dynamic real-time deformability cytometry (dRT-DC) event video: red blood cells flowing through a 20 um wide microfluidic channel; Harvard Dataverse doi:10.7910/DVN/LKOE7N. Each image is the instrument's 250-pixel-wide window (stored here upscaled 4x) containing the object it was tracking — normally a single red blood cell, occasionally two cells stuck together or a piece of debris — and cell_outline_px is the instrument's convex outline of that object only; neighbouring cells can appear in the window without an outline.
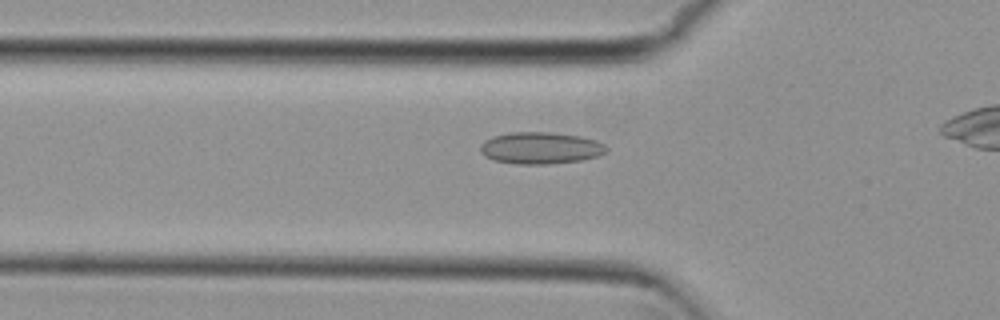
{"species": "common noctule bat (a hibernating species)", "species_latin": "Nyctalus noctula", "temperature_condition": "cold", "stored_images_in_passage": 40, "camera_frame_rate_fps": 3000, "um_per_image_px": 0.085, "animal": {"sex": "female", "body_mass_g": 29.2, "forearm_length_mm": 56.3}, "frame": {"image": 1, "passage_image": 6, "time_ms": 1.667, "image_size_px": [1000, 320], "cell_outline_px": [[608, 148], [600, 156], [580, 160], [548, 164], [516, 164], [492, 160], [484, 156], [480, 152], [480, 144], [484, 140], [492, 136], [512, 132], [552, 132], [580, 136], [596, 140], [604, 144]], "centroid_in_image_um": [45.91, 12.58], "position_along_channel_um": 79.9, "area_um2": 23.58}}
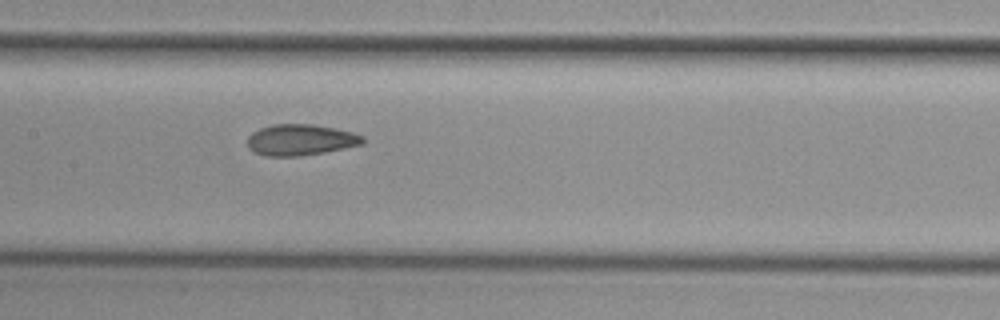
{"frame": {"image": 2, "passage_image": 14, "time_ms": 4.333, "image_size_px": [1000, 320], "cell_outline_px": [[364, 144], [324, 152], [300, 156], [264, 156], [248, 148], [248, 136], [252, 132], [260, 128], [272, 124], [312, 124], [336, 128], [352, 132], [364, 136]], "centroid_in_image_um": [25.55, 11.88], "position_along_channel_um": 181.9, "area_um2": 20.98}}
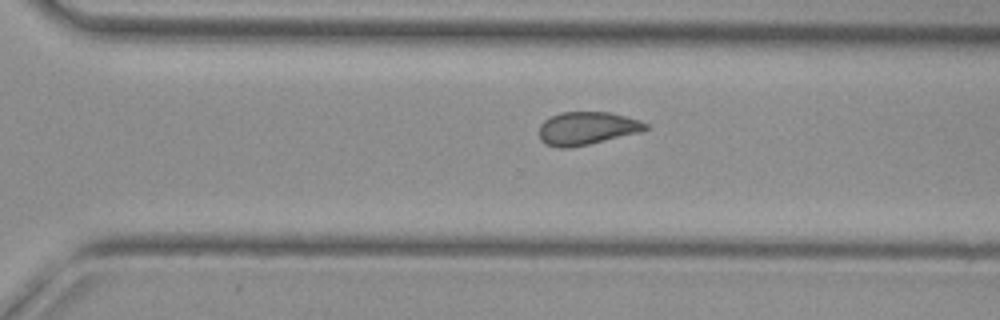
{"frame": {"image": 3, "passage_image": 25, "time_ms": 8.0, "image_size_px": [1000, 320], "cell_outline_px": [[648, 128], [640, 132], [588, 144], [568, 148], [556, 148], [544, 144], [540, 140], [540, 124], [544, 120], [560, 112], [608, 112], [640, 120], [648, 124]], "centroid_in_image_um": [49.86, 10.91], "position_along_channel_um": 320.7, "area_um2": 20.4}, "authors_computed_cell_mechanics": {"area_um2": 20.5479, "velocity_mm_per_s": 3.7999, "shape_relaxation_time_tau1_ms": null, "shape_relaxation_time_tau2_ms": 2.3555, "deformation_change_tau1": null, "deformation_change_tau2": 0.0725}}